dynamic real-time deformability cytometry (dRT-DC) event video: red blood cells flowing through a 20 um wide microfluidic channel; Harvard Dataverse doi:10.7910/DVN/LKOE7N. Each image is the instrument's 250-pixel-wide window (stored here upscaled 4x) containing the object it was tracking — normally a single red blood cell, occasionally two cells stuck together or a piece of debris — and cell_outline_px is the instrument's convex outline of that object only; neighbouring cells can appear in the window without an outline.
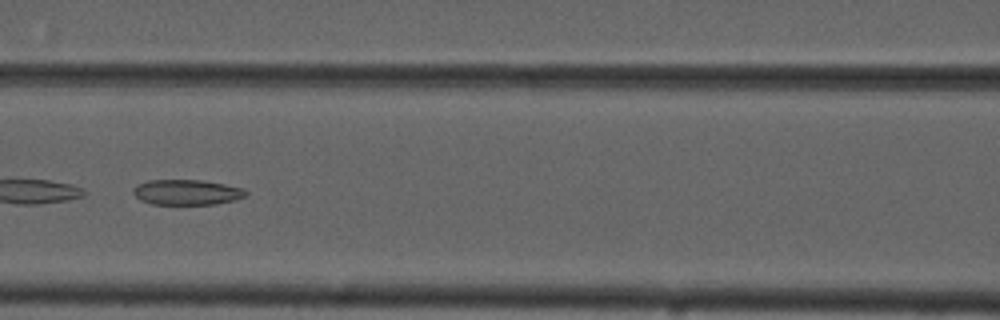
{"species": "common noctule bat (a hibernating species)", "species_latin": "Nyctalus noctula", "temperature_condition": "cold", "stored_images_in_passage": 43, "camera_frame_rate_fps": 3000, "um_per_image_px": 0.085, "animal": {"sex": "male", "forearm_length_mm": 52.5}, "frame": {"image": 1, "passage_image": 13, "time_ms": 4.0, "image_size_px": [1000, 320], "cell_outline_px": [[248, 192], [244, 196], [236, 200], [216, 204], [152, 204], [140, 200], [132, 192], [132, 188], [148, 180], [200, 180], [224, 184], [244, 188]], "centroid_in_image_um": [15.88, 16.34], "position_along_channel_um": 150.7, "area_um2": 16.59}, "authors_computed_cell_mechanics": {"area_um2": 18.8428, "velocity_mm_per_s": 3.7208, "shape_relaxation_time_tau1_ms": null, "shape_relaxation_time_tau2_ms": 4.843, "deformation_change_tau1": null, "deformation_change_tau2": 0.1322}}